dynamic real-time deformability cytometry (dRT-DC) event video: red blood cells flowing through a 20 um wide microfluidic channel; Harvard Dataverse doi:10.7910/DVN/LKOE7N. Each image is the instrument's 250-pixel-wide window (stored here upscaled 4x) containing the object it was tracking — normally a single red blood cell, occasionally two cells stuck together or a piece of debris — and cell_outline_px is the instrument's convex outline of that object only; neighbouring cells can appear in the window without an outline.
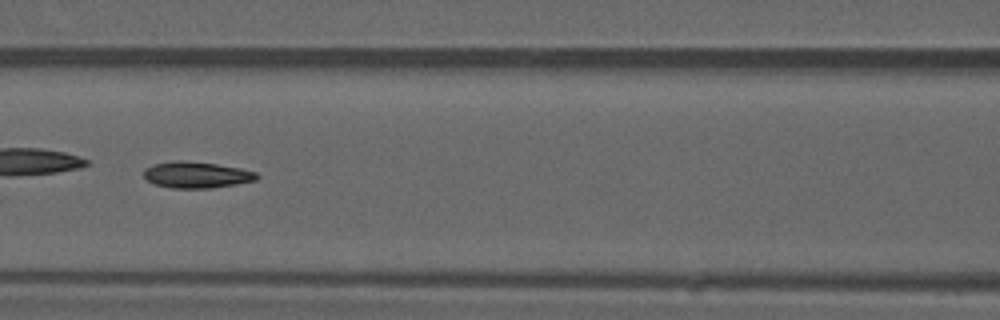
{"species": "common noctule bat (a hibernating species)", "species_latin": "Nyctalus noctula", "temperature_condition": "warm", "stored_images_in_passage": 50, "camera_frame_rate_fps": 3000, "um_per_image_px": 0.085, "animal": {"sex": "male", "forearm_length_mm": 52.5}, "frame": {"image": 1, "passage_image": 22, "time_ms": 7.0, "image_size_px": [1000, 320], "cell_outline_px": [[260, 176], [256, 180], [236, 184], [212, 188], [172, 188], [156, 184], [148, 180], [144, 176], [144, 168], [152, 164], [172, 160], [180, 160], [216, 164], [240, 168], [256, 172]], "centroid_in_image_um": [16.7, 14.85], "position_along_channel_um": 149.9, "area_um2": 17.34}, "authors_computed_cell_mechanics": {"area_um2": 17.7735, "velocity_mm_per_s": 3.9867, "shape_relaxation_time_tau1_ms": 6.6468, "shape_relaxation_time_tau2_ms": null, "deformation_change_tau1": 0.1793, "deformation_change_tau2": null}}